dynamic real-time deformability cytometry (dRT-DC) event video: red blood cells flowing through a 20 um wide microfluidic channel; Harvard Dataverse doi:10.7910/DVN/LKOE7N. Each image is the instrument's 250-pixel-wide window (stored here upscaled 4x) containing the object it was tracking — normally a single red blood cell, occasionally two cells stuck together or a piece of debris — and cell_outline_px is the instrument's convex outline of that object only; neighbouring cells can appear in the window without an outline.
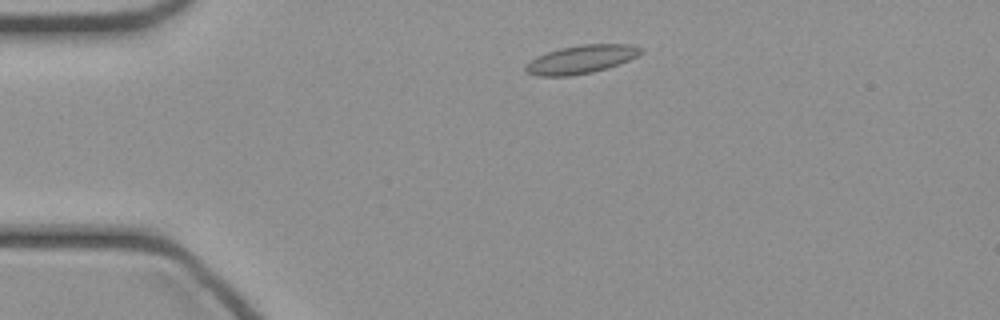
{"species": "common noctule bat (a hibernating species)", "species_latin": "Nyctalus noctula", "temperature_condition": "cold", "stored_images_in_passage": 42, "camera_frame_rate_fps": 3000, "um_per_image_px": 0.085, "animal": {"sex": "female", "body_mass_g": 21.9}, "frame": {"image": 1, "passage_image": 5, "time_ms": 1.333, "image_size_px": [1000, 320], "cell_outline_px": [[644, 52], [628, 60], [592, 72], [568, 76], [536, 76], [528, 72], [524, 68], [524, 64], [536, 56], [560, 48], [580, 44], [628, 44], [640, 48]], "centroid_in_image_um": [49.33, 5.04], "position_along_channel_um": 35.7, "area_um2": 18.79}}
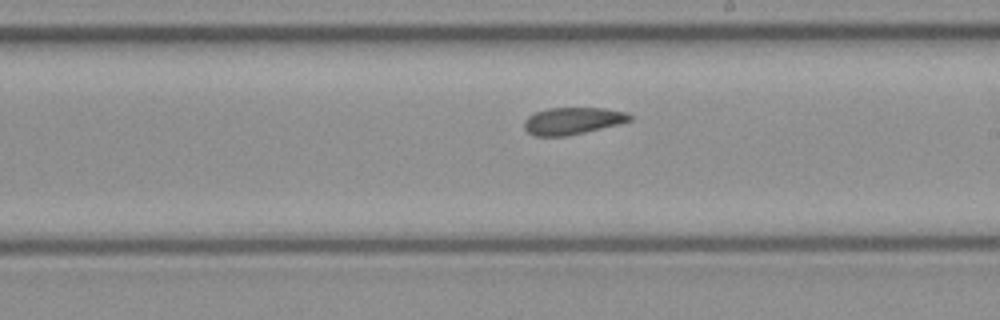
{"frame": {"image": 2, "passage_image": 22, "time_ms": 7.0, "image_size_px": [1000, 320], "cell_outline_px": [[632, 120], [620, 124], [568, 136], [532, 136], [524, 128], [524, 120], [528, 116], [536, 112], [548, 108], [604, 108], [628, 112], [632, 116]], "centroid_in_image_um": [48.68, 10.28], "position_along_channel_um": 240.3, "area_um2": 16.82}}
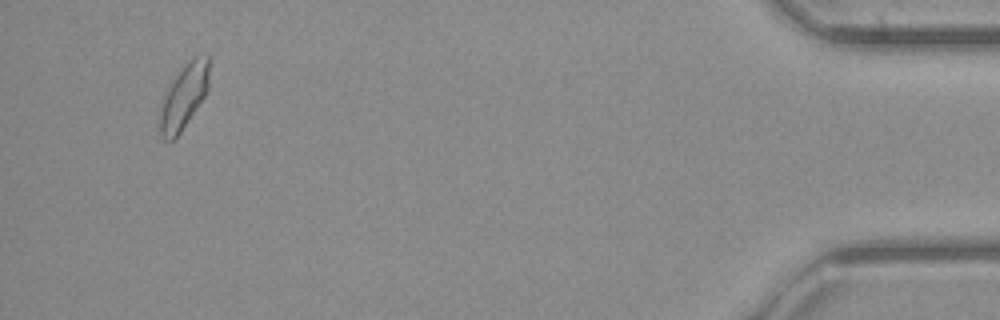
{"frame": {"image": 3, "passage_image": 40, "time_ms": 13.0, "image_size_px": [1000, 320], "cell_outline_px": [[208, 88], [204, 96], [180, 132], [172, 140], [164, 140], [160, 136], [160, 112], [164, 96], [180, 64], [196, 56], [208, 56]], "centroid_in_image_um": [15.6, 8.16], "position_along_channel_um": 419.6, "area_um2": 18.32}}